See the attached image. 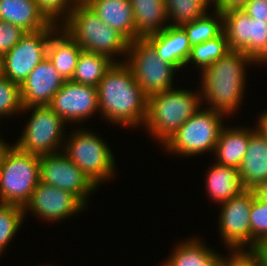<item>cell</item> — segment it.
<instances>
[{"label": "cell", "instance_id": "1", "mask_svg": "<svg viewBox=\"0 0 267 266\" xmlns=\"http://www.w3.org/2000/svg\"><path fill=\"white\" fill-rule=\"evenodd\" d=\"M97 89L99 112L107 121L127 127L144 126L147 97L124 61L112 64Z\"/></svg>", "mask_w": 267, "mask_h": 266}, {"label": "cell", "instance_id": "2", "mask_svg": "<svg viewBox=\"0 0 267 266\" xmlns=\"http://www.w3.org/2000/svg\"><path fill=\"white\" fill-rule=\"evenodd\" d=\"M255 61L242 51L230 50L219 60L202 70L201 98L209 108L231 115L240 107L246 86L245 66ZM203 94V95H202ZM211 104V105H210Z\"/></svg>", "mask_w": 267, "mask_h": 266}, {"label": "cell", "instance_id": "3", "mask_svg": "<svg viewBox=\"0 0 267 266\" xmlns=\"http://www.w3.org/2000/svg\"><path fill=\"white\" fill-rule=\"evenodd\" d=\"M201 99L200 93L173 88L147 98L145 128L164 145L199 110Z\"/></svg>", "mask_w": 267, "mask_h": 266}, {"label": "cell", "instance_id": "4", "mask_svg": "<svg viewBox=\"0 0 267 266\" xmlns=\"http://www.w3.org/2000/svg\"><path fill=\"white\" fill-rule=\"evenodd\" d=\"M62 22L61 28L84 51L104 55L114 63L113 55L127 56L129 41L104 23L87 4H78Z\"/></svg>", "mask_w": 267, "mask_h": 266}, {"label": "cell", "instance_id": "5", "mask_svg": "<svg viewBox=\"0 0 267 266\" xmlns=\"http://www.w3.org/2000/svg\"><path fill=\"white\" fill-rule=\"evenodd\" d=\"M39 161L11 145L0 168V203L25 207L40 182Z\"/></svg>", "mask_w": 267, "mask_h": 266}, {"label": "cell", "instance_id": "6", "mask_svg": "<svg viewBox=\"0 0 267 266\" xmlns=\"http://www.w3.org/2000/svg\"><path fill=\"white\" fill-rule=\"evenodd\" d=\"M70 137L62 145V153L98 188L100 183L110 179L115 172V158L110 148L102 138L87 130H75Z\"/></svg>", "mask_w": 267, "mask_h": 266}, {"label": "cell", "instance_id": "7", "mask_svg": "<svg viewBox=\"0 0 267 266\" xmlns=\"http://www.w3.org/2000/svg\"><path fill=\"white\" fill-rule=\"evenodd\" d=\"M127 54L124 62L147 98L173 88L172 77L178 69L162 60L144 38L129 42Z\"/></svg>", "mask_w": 267, "mask_h": 266}, {"label": "cell", "instance_id": "8", "mask_svg": "<svg viewBox=\"0 0 267 266\" xmlns=\"http://www.w3.org/2000/svg\"><path fill=\"white\" fill-rule=\"evenodd\" d=\"M222 113L211 109L198 110L164 144L168 152L193 156L214 151L220 132L224 127Z\"/></svg>", "mask_w": 267, "mask_h": 266}, {"label": "cell", "instance_id": "9", "mask_svg": "<svg viewBox=\"0 0 267 266\" xmlns=\"http://www.w3.org/2000/svg\"><path fill=\"white\" fill-rule=\"evenodd\" d=\"M24 132L14 145L24 153L37 156L61 151L66 123L49 106L25 107L22 111H32ZM63 138V139H62ZM62 139V140H61ZM59 147V148H58Z\"/></svg>", "mask_w": 267, "mask_h": 266}, {"label": "cell", "instance_id": "10", "mask_svg": "<svg viewBox=\"0 0 267 266\" xmlns=\"http://www.w3.org/2000/svg\"><path fill=\"white\" fill-rule=\"evenodd\" d=\"M58 28L59 25L50 24L46 29L26 32L14 47L0 58V74L21 85L34 68L47 57L50 37Z\"/></svg>", "mask_w": 267, "mask_h": 266}, {"label": "cell", "instance_id": "11", "mask_svg": "<svg viewBox=\"0 0 267 266\" xmlns=\"http://www.w3.org/2000/svg\"><path fill=\"white\" fill-rule=\"evenodd\" d=\"M223 14V28L230 50L242 51L255 63L267 62V22L254 20L244 11Z\"/></svg>", "mask_w": 267, "mask_h": 266}, {"label": "cell", "instance_id": "12", "mask_svg": "<svg viewBox=\"0 0 267 266\" xmlns=\"http://www.w3.org/2000/svg\"><path fill=\"white\" fill-rule=\"evenodd\" d=\"M254 198L253 190L245 189L221 204L223 207L219 218V230L225 246L228 245L231 251H247L246 246L249 244L248 251L251 250L250 212Z\"/></svg>", "mask_w": 267, "mask_h": 266}, {"label": "cell", "instance_id": "13", "mask_svg": "<svg viewBox=\"0 0 267 266\" xmlns=\"http://www.w3.org/2000/svg\"><path fill=\"white\" fill-rule=\"evenodd\" d=\"M40 181L76 195L85 205L97 188L64 153L40 156Z\"/></svg>", "mask_w": 267, "mask_h": 266}, {"label": "cell", "instance_id": "14", "mask_svg": "<svg viewBox=\"0 0 267 266\" xmlns=\"http://www.w3.org/2000/svg\"><path fill=\"white\" fill-rule=\"evenodd\" d=\"M49 107L65 122L84 121L99 111L98 89L66 80L54 95Z\"/></svg>", "mask_w": 267, "mask_h": 266}, {"label": "cell", "instance_id": "15", "mask_svg": "<svg viewBox=\"0 0 267 266\" xmlns=\"http://www.w3.org/2000/svg\"><path fill=\"white\" fill-rule=\"evenodd\" d=\"M86 205L74 194L52 185L39 182L29 202L23 208L48 221H60L80 212Z\"/></svg>", "mask_w": 267, "mask_h": 266}, {"label": "cell", "instance_id": "16", "mask_svg": "<svg viewBox=\"0 0 267 266\" xmlns=\"http://www.w3.org/2000/svg\"><path fill=\"white\" fill-rule=\"evenodd\" d=\"M65 81L46 57L20 85L23 108L49 106L54 95Z\"/></svg>", "mask_w": 267, "mask_h": 266}, {"label": "cell", "instance_id": "17", "mask_svg": "<svg viewBox=\"0 0 267 266\" xmlns=\"http://www.w3.org/2000/svg\"><path fill=\"white\" fill-rule=\"evenodd\" d=\"M144 39L162 60L174 65L178 70L186 66L192 46L182 27L167 26L163 31Z\"/></svg>", "mask_w": 267, "mask_h": 266}, {"label": "cell", "instance_id": "18", "mask_svg": "<svg viewBox=\"0 0 267 266\" xmlns=\"http://www.w3.org/2000/svg\"><path fill=\"white\" fill-rule=\"evenodd\" d=\"M246 190H253L267 181V138L257 130L251 135L243 162L238 169Z\"/></svg>", "mask_w": 267, "mask_h": 266}, {"label": "cell", "instance_id": "19", "mask_svg": "<svg viewBox=\"0 0 267 266\" xmlns=\"http://www.w3.org/2000/svg\"><path fill=\"white\" fill-rule=\"evenodd\" d=\"M108 26L129 42L136 40V27L130 0H89L86 3Z\"/></svg>", "mask_w": 267, "mask_h": 266}, {"label": "cell", "instance_id": "20", "mask_svg": "<svg viewBox=\"0 0 267 266\" xmlns=\"http://www.w3.org/2000/svg\"><path fill=\"white\" fill-rule=\"evenodd\" d=\"M254 130V131H253ZM256 131L254 129H237L225 126L222 128L217 144L214 149V154L217 157V164L230 166L239 169L251 135Z\"/></svg>", "mask_w": 267, "mask_h": 266}, {"label": "cell", "instance_id": "21", "mask_svg": "<svg viewBox=\"0 0 267 266\" xmlns=\"http://www.w3.org/2000/svg\"><path fill=\"white\" fill-rule=\"evenodd\" d=\"M0 21L11 23L26 32H36L50 25L38 11L35 0H0Z\"/></svg>", "mask_w": 267, "mask_h": 266}, {"label": "cell", "instance_id": "22", "mask_svg": "<svg viewBox=\"0 0 267 266\" xmlns=\"http://www.w3.org/2000/svg\"><path fill=\"white\" fill-rule=\"evenodd\" d=\"M58 31L59 33L56 32L50 37L47 46V58L65 80H71L83 49L64 29L61 28Z\"/></svg>", "mask_w": 267, "mask_h": 266}, {"label": "cell", "instance_id": "23", "mask_svg": "<svg viewBox=\"0 0 267 266\" xmlns=\"http://www.w3.org/2000/svg\"><path fill=\"white\" fill-rule=\"evenodd\" d=\"M136 27V40L163 31L168 20L164 0H130ZM164 24V25H163Z\"/></svg>", "mask_w": 267, "mask_h": 266}, {"label": "cell", "instance_id": "24", "mask_svg": "<svg viewBox=\"0 0 267 266\" xmlns=\"http://www.w3.org/2000/svg\"><path fill=\"white\" fill-rule=\"evenodd\" d=\"M206 184L209 196L220 204L245 190L237 168L217 163L209 168Z\"/></svg>", "mask_w": 267, "mask_h": 266}, {"label": "cell", "instance_id": "25", "mask_svg": "<svg viewBox=\"0 0 267 266\" xmlns=\"http://www.w3.org/2000/svg\"><path fill=\"white\" fill-rule=\"evenodd\" d=\"M114 62L104 55L82 51L71 81L97 87Z\"/></svg>", "mask_w": 267, "mask_h": 266}, {"label": "cell", "instance_id": "26", "mask_svg": "<svg viewBox=\"0 0 267 266\" xmlns=\"http://www.w3.org/2000/svg\"><path fill=\"white\" fill-rule=\"evenodd\" d=\"M168 19L173 18L172 27H182L206 15L209 2L206 0H164Z\"/></svg>", "mask_w": 267, "mask_h": 266}, {"label": "cell", "instance_id": "27", "mask_svg": "<svg viewBox=\"0 0 267 266\" xmlns=\"http://www.w3.org/2000/svg\"><path fill=\"white\" fill-rule=\"evenodd\" d=\"M230 51L224 31L217 37L191 47L187 64L192 62L199 69L209 67Z\"/></svg>", "mask_w": 267, "mask_h": 266}, {"label": "cell", "instance_id": "28", "mask_svg": "<svg viewBox=\"0 0 267 266\" xmlns=\"http://www.w3.org/2000/svg\"><path fill=\"white\" fill-rule=\"evenodd\" d=\"M214 12L215 17L206 14L205 16L182 26L188 35L191 46L215 38L224 31L223 14L215 9Z\"/></svg>", "mask_w": 267, "mask_h": 266}, {"label": "cell", "instance_id": "29", "mask_svg": "<svg viewBox=\"0 0 267 266\" xmlns=\"http://www.w3.org/2000/svg\"><path fill=\"white\" fill-rule=\"evenodd\" d=\"M213 252L200 240L188 239L175 247L163 266H200Z\"/></svg>", "mask_w": 267, "mask_h": 266}, {"label": "cell", "instance_id": "30", "mask_svg": "<svg viewBox=\"0 0 267 266\" xmlns=\"http://www.w3.org/2000/svg\"><path fill=\"white\" fill-rule=\"evenodd\" d=\"M24 217L22 207L0 203V255L12 241L13 236L15 237Z\"/></svg>", "mask_w": 267, "mask_h": 266}, {"label": "cell", "instance_id": "31", "mask_svg": "<svg viewBox=\"0 0 267 266\" xmlns=\"http://www.w3.org/2000/svg\"><path fill=\"white\" fill-rule=\"evenodd\" d=\"M22 109L20 85L0 74V118L22 112Z\"/></svg>", "mask_w": 267, "mask_h": 266}, {"label": "cell", "instance_id": "32", "mask_svg": "<svg viewBox=\"0 0 267 266\" xmlns=\"http://www.w3.org/2000/svg\"><path fill=\"white\" fill-rule=\"evenodd\" d=\"M251 249L260 241L267 239V200L256 196L250 212Z\"/></svg>", "mask_w": 267, "mask_h": 266}, {"label": "cell", "instance_id": "33", "mask_svg": "<svg viewBox=\"0 0 267 266\" xmlns=\"http://www.w3.org/2000/svg\"><path fill=\"white\" fill-rule=\"evenodd\" d=\"M38 11L44 18L54 25L62 16L65 22L69 18L71 11L78 5L77 0H35ZM73 5V6H72ZM66 13V14H65ZM66 17H65V16Z\"/></svg>", "mask_w": 267, "mask_h": 266}, {"label": "cell", "instance_id": "34", "mask_svg": "<svg viewBox=\"0 0 267 266\" xmlns=\"http://www.w3.org/2000/svg\"><path fill=\"white\" fill-rule=\"evenodd\" d=\"M26 34L22 28L0 21V58L12 49Z\"/></svg>", "mask_w": 267, "mask_h": 266}, {"label": "cell", "instance_id": "35", "mask_svg": "<svg viewBox=\"0 0 267 266\" xmlns=\"http://www.w3.org/2000/svg\"><path fill=\"white\" fill-rule=\"evenodd\" d=\"M225 266H262L251 251H232Z\"/></svg>", "mask_w": 267, "mask_h": 266}, {"label": "cell", "instance_id": "36", "mask_svg": "<svg viewBox=\"0 0 267 266\" xmlns=\"http://www.w3.org/2000/svg\"><path fill=\"white\" fill-rule=\"evenodd\" d=\"M241 10L254 20L267 22V0H249Z\"/></svg>", "mask_w": 267, "mask_h": 266}, {"label": "cell", "instance_id": "37", "mask_svg": "<svg viewBox=\"0 0 267 266\" xmlns=\"http://www.w3.org/2000/svg\"><path fill=\"white\" fill-rule=\"evenodd\" d=\"M249 0H216L214 4L215 10L221 13L230 10H240Z\"/></svg>", "mask_w": 267, "mask_h": 266}, {"label": "cell", "instance_id": "38", "mask_svg": "<svg viewBox=\"0 0 267 266\" xmlns=\"http://www.w3.org/2000/svg\"><path fill=\"white\" fill-rule=\"evenodd\" d=\"M250 251L262 266H267V244H256Z\"/></svg>", "mask_w": 267, "mask_h": 266}, {"label": "cell", "instance_id": "39", "mask_svg": "<svg viewBox=\"0 0 267 266\" xmlns=\"http://www.w3.org/2000/svg\"><path fill=\"white\" fill-rule=\"evenodd\" d=\"M227 257H223L214 251L200 266H225Z\"/></svg>", "mask_w": 267, "mask_h": 266}, {"label": "cell", "instance_id": "40", "mask_svg": "<svg viewBox=\"0 0 267 266\" xmlns=\"http://www.w3.org/2000/svg\"><path fill=\"white\" fill-rule=\"evenodd\" d=\"M257 124L256 130L267 138V110L259 117Z\"/></svg>", "mask_w": 267, "mask_h": 266}, {"label": "cell", "instance_id": "41", "mask_svg": "<svg viewBox=\"0 0 267 266\" xmlns=\"http://www.w3.org/2000/svg\"><path fill=\"white\" fill-rule=\"evenodd\" d=\"M253 192L258 199L267 200V181L260 183L253 189Z\"/></svg>", "mask_w": 267, "mask_h": 266}, {"label": "cell", "instance_id": "42", "mask_svg": "<svg viewBox=\"0 0 267 266\" xmlns=\"http://www.w3.org/2000/svg\"><path fill=\"white\" fill-rule=\"evenodd\" d=\"M11 146H9V144L5 143L2 138L0 139V168L2 165V161L4 158V155L6 154V152L9 150Z\"/></svg>", "mask_w": 267, "mask_h": 266}, {"label": "cell", "instance_id": "43", "mask_svg": "<svg viewBox=\"0 0 267 266\" xmlns=\"http://www.w3.org/2000/svg\"><path fill=\"white\" fill-rule=\"evenodd\" d=\"M89 0H77L78 4H86Z\"/></svg>", "mask_w": 267, "mask_h": 266}, {"label": "cell", "instance_id": "44", "mask_svg": "<svg viewBox=\"0 0 267 266\" xmlns=\"http://www.w3.org/2000/svg\"><path fill=\"white\" fill-rule=\"evenodd\" d=\"M257 244H267V239L266 240H263V241H260Z\"/></svg>", "mask_w": 267, "mask_h": 266}, {"label": "cell", "instance_id": "45", "mask_svg": "<svg viewBox=\"0 0 267 266\" xmlns=\"http://www.w3.org/2000/svg\"><path fill=\"white\" fill-rule=\"evenodd\" d=\"M206 1H208L210 4H212V3L215 4L216 0H206Z\"/></svg>", "mask_w": 267, "mask_h": 266}]
</instances>
